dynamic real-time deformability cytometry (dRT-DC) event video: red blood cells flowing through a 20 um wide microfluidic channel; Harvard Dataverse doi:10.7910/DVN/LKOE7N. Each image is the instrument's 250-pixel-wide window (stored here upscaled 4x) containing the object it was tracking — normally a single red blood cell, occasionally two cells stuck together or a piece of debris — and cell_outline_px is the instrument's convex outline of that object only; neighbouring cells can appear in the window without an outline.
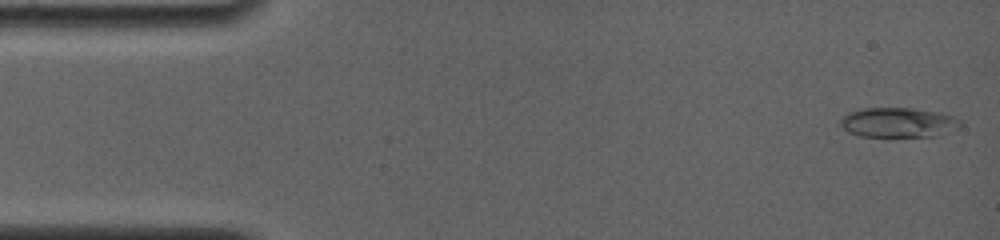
{"species": "common noctule bat (a hibernating species)", "species_latin": "Nyctalus noctula", "temperature_condition": "room temperature", "stored_images_in_passage": 46, "camera_frame_rate_fps": 4000, "um_per_image_px": 0.085, "animal": {"sex": "female", "body_mass_g": 19.0, "forearm_length_mm": 56.7}, "frame": {"image": 1, "passage_image": 2, "time_ms": 0.25, "image_size_px": [1000, 240], "cell_outline_px": [[964, 124], [960, 128], [936, 136], [860, 136], [848, 132], [840, 124], [840, 120], [848, 112], [860, 108], [912, 108], [940, 112], [952, 116], [960, 120]], "centroid_in_image_um": [76.38, 10.4], "position_along_channel_um": 8.6, "area_um2": 20.92}}
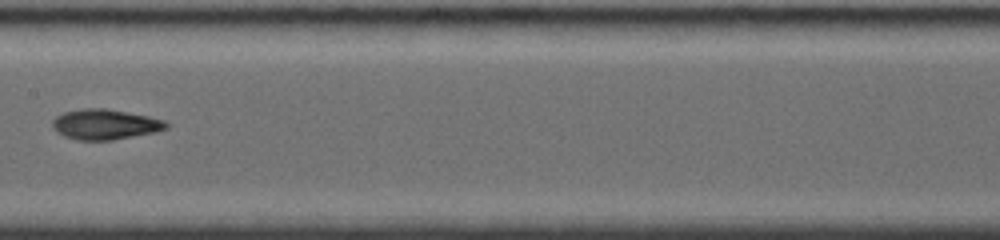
{"frame": {"image": 2, "passage_image": 25, "time_ms": 8.25, "image_size_px": [1000, 240], "cell_outline_px": [[168, 128], [156, 132], [112, 140], [76, 140], [64, 136], [56, 132], [52, 128], [52, 120], [56, 116], [64, 112], [84, 108], [104, 108], [148, 116], [164, 120], [168, 124]], "centroid_in_image_um": [8.9, 10.58], "position_along_channel_um": 198.5, "area_um2": 20.11}}
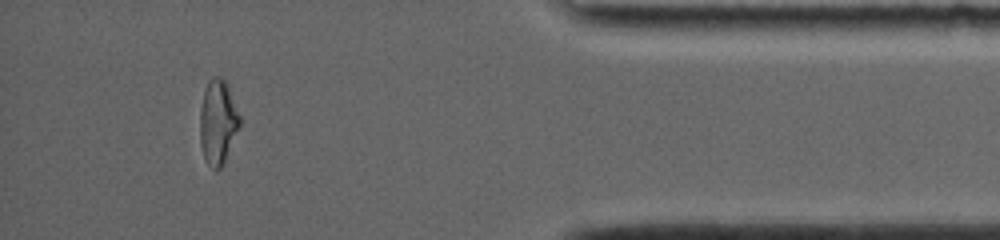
{"frame": {"image": 3, "passage_image": 41, "time_ms": 14.75, "image_size_px": [1000, 240], "cell_outline_px": [[240, 124], [224, 164], [220, 168], [212, 168], [208, 164], [204, 156], [200, 144], [200, 108], [204, 92], [208, 80], [212, 76], [220, 76], [228, 84], [240, 116]], "centroid_in_image_um": [18.52, 10.34], "position_along_channel_um": 416.7, "area_um2": 19.59}, "authors_computed_cell_mechanics": {"area_um2": 19.5942, "velocity_mm_per_s": 3.8201, "shape_relaxation_time_tau1_ms": 9.1156, "shape_relaxation_time_tau2_ms": 2.0604, "deformation_change_tau1": 0.2898, "deformation_change_tau2": 0.0632}}